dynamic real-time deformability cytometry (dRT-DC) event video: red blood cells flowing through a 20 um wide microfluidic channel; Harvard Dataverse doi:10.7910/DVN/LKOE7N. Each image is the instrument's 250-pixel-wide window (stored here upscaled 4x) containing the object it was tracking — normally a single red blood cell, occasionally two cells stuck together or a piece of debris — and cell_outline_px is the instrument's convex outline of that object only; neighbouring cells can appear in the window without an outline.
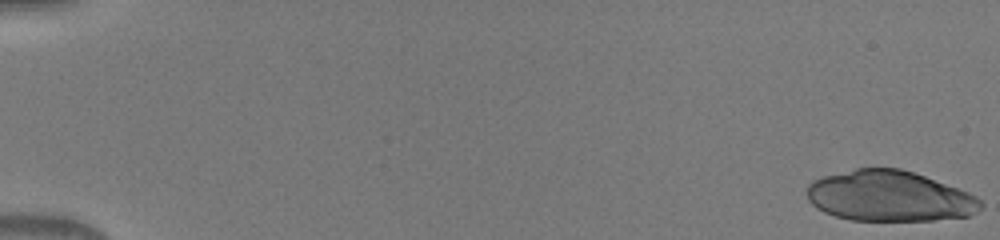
{"species": "human", "species_latin": "Homo sapiens", "temperature_condition": "warm", "stored_images_in_passage": 50, "camera_frame_rate_fps": 3000, "um_per_image_px": 0.085, "donor": {"sex": "male"}, "frame": {"image": 1, "passage_image": 1, "time_ms": 0.0, "image_size_px": [1000, 240], "cell_outline_px": [[984, 204], [976, 212], [968, 216], [932, 220], [852, 220], [836, 216], [824, 212], [816, 208], [808, 200], [808, 184], [812, 180], [824, 176], [856, 168], [900, 168], [924, 176], [968, 192], [976, 196]], "centroid_in_image_um": [75.59, 16.67], "position_along_channel_um": 9.4, "area_um2": 50.98}}
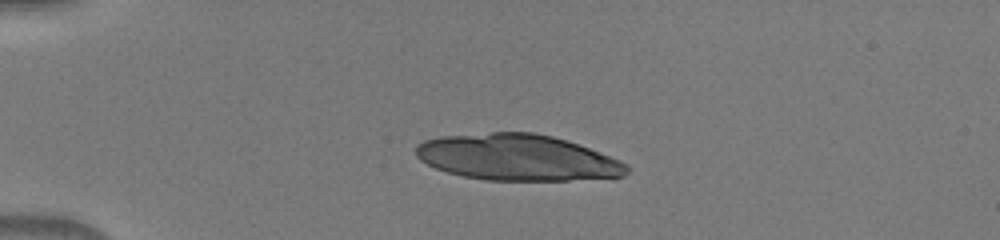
{"frame": {"image": 2, "passage_image": 13, "time_ms": 4.0, "image_size_px": [1000, 240], "cell_outline_px": [[632, 168], [624, 176], [568, 180], [484, 180], [464, 176], [448, 172], [436, 168], [420, 160], [416, 156], [416, 144], [424, 140], [440, 136], [492, 132], [532, 132], [552, 136], [588, 148], [620, 160], [628, 164]], "centroid_in_image_um": [43.96, 13.38], "position_along_channel_um": 41.0, "area_um2": 56.59}}